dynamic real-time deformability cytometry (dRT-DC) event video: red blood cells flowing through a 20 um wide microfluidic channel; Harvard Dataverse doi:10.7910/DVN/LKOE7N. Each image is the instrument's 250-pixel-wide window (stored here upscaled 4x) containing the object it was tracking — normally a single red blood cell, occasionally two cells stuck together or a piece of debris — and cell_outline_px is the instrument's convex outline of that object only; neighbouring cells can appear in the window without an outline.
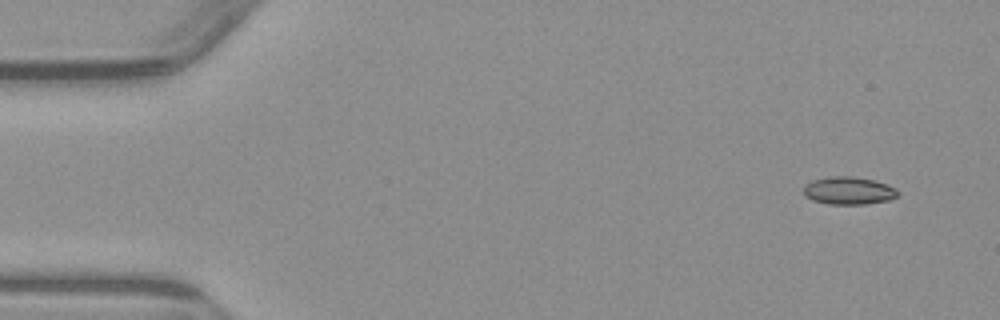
{"species": "common noctule bat (a hibernating species)", "species_latin": "Nyctalus noctula", "temperature_condition": "warm", "stored_images_in_passage": 6, "camera_frame_rate_fps": 3000, "um_per_image_px": 0.085, "animal": {"sex": "male", "body_mass_g": 23.1, "forearm_length_mm": 52.7}, "frame": {"image": 1, "passage_image": 1, "time_ms": 0.0, "image_size_px": [1000, 320], "cell_outline_px": [[900, 192], [896, 196], [888, 200], [868, 204], [828, 204], [812, 200], [804, 196], [804, 184], [812, 180], [828, 176], [852, 176], [872, 180], [888, 184], [896, 188]], "centroid_in_image_um": [72.12, 16.2], "position_along_channel_um": 12.9, "area_um2": 15.37}}
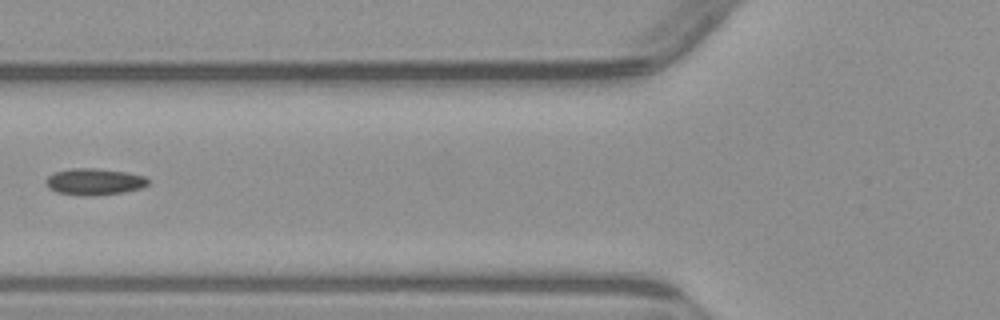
{"frame": {"image": 2, "passage_image": 5, "time_ms": 5.667, "image_size_px": [1000, 320], "cell_outline_px": [[148, 184], [140, 188], [124, 192], [92, 196], [84, 196], [56, 192], [48, 188], [44, 184], [44, 180], [52, 172], [68, 168], [92, 168], [124, 172], [144, 176], [148, 180]], "centroid_in_image_um": [7.92, 15.44], "position_along_channel_um": 117.9, "area_um2": 15.95}}
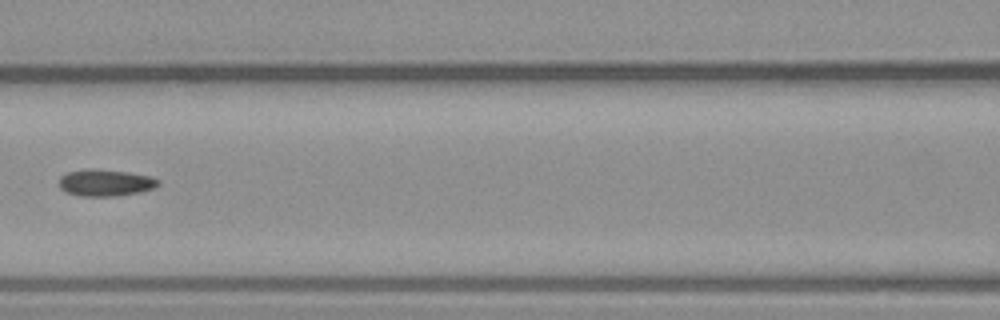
{"frame": {"image": 3, "passage_image": 6, "time_ms": 6.667, "image_size_px": [1000, 320], "cell_outline_px": [[160, 184], [152, 188], [140, 192], [116, 196], [80, 196], [64, 192], [60, 188], [60, 176], [68, 172], [84, 168], [92, 168], [128, 172], [152, 176], [160, 180]], "centroid_in_image_um": [8.95, 15.52], "position_along_channel_um": 157.6, "area_um2": 15.66}}